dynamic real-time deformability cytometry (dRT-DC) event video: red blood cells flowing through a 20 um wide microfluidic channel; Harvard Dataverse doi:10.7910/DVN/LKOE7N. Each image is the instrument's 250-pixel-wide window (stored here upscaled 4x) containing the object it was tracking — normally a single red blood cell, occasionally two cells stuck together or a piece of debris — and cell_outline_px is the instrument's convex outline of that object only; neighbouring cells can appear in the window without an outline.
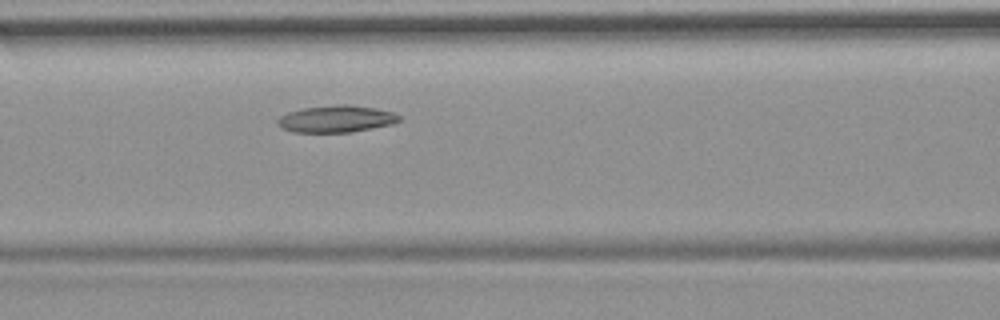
{"species": "common noctule bat (a hibernating species)", "species_latin": "Nyctalus noctula", "temperature_condition": "room temperature", "stored_images_in_passage": 5, "camera_frame_rate_fps": 3000, "um_per_image_px": 0.085, "animal": {"sex": "female", "body_mass_g": 19.9}, "frame": {"image": 1, "passage_image": 5, "time_ms": 4.667, "image_size_px": [1000, 320], "cell_outline_px": [[400, 120], [392, 124], [352, 132], [292, 132], [280, 128], [276, 124], [276, 120], [280, 116], [288, 112], [304, 108], [340, 104], [348, 104], [376, 108], [392, 112], [400, 116]], "centroid_in_image_um": [28.54, 10.11], "position_along_channel_um": 138.1, "area_um2": 19.13}}